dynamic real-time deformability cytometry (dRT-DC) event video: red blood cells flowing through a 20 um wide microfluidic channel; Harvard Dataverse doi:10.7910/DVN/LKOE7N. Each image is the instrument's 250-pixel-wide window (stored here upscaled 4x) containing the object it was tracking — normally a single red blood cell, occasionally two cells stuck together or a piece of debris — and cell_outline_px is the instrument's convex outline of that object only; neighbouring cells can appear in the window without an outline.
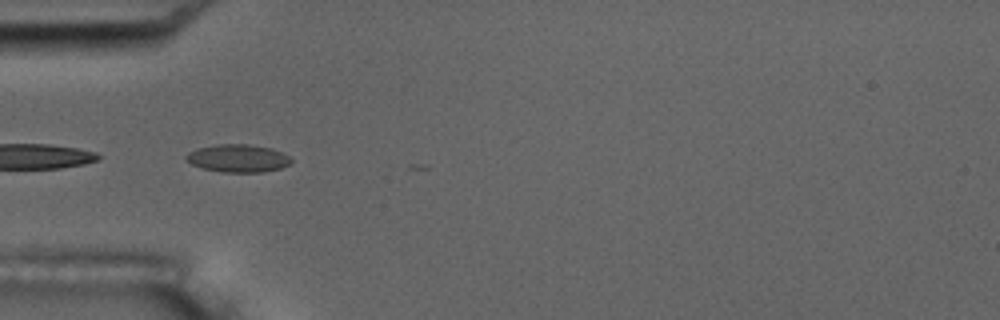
{"species": "common noctule bat (a hibernating species)", "species_latin": "Nyctalus noctula", "temperature_condition": "room temperature", "stored_images_in_passage": 8, "camera_frame_rate_fps": 3000, "um_per_image_px": 0.085, "animal": {"sex": "male", "body_mass_g": 17.5, "forearm_length_mm": 52.3}, "frame": {"image": 1, "passage_image": 5, "time_ms": 5.333, "image_size_px": [1000, 320], "cell_outline_px": [[292, 164], [280, 168], [264, 172], [220, 172], [200, 168], [184, 160], [184, 156], [188, 152], [196, 148], [216, 144], [248, 144], [272, 148], [288, 156], [292, 160]], "centroid_in_image_um": [20.18, 13.45], "position_along_channel_um": 64.8, "area_um2": 17.28}}
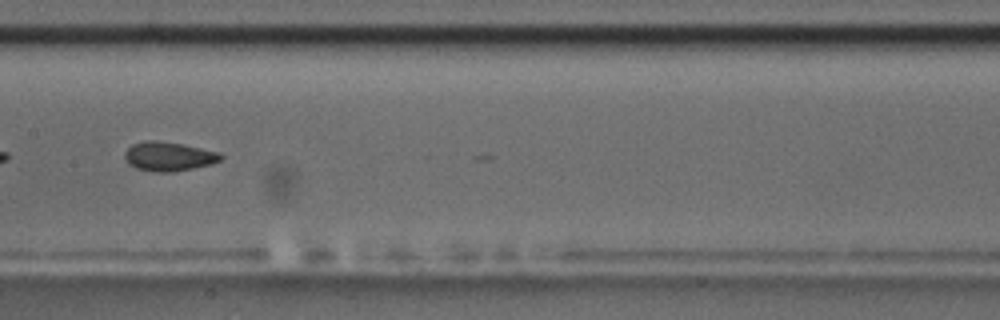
{"frame": {"image": 2, "passage_image": 8, "time_ms": 9.0, "image_size_px": [1000, 320], "cell_outline_px": [[224, 156], [220, 160], [212, 164], [172, 172], [152, 172], [136, 168], [128, 164], [124, 156], [124, 152], [132, 144], [144, 140], [156, 140], [184, 144], [220, 152]], "centroid_in_image_um": [14.33, 13.29], "position_along_channel_um": 193.1, "area_um2": 16.53}}